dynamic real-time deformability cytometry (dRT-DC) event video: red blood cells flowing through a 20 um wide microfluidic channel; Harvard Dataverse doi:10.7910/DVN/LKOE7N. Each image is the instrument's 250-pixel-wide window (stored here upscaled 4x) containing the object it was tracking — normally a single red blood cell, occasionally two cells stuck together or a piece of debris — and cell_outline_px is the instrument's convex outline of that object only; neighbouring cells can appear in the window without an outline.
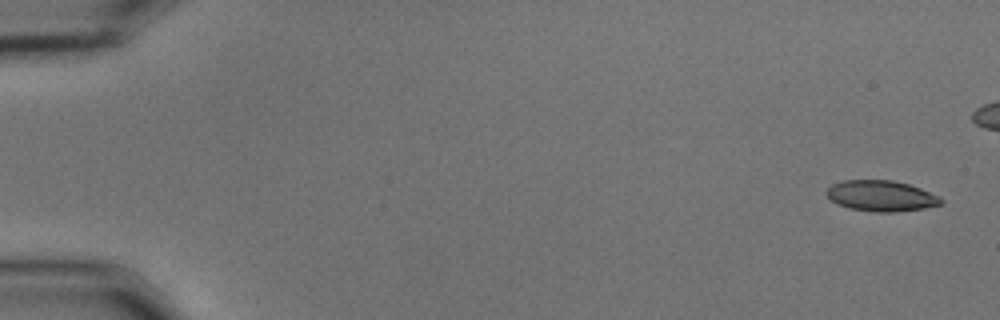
{"species": "common noctule bat (a hibernating species)", "species_latin": "Nyctalus noctula", "temperature_condition": "cold", "stored_images_in_passage": 49, "camera_frame_rate_fps": 3000, "um_per_image_px": 0.085, "animal": {"sex": "male", "body_mass_g": 15.6}, "frame": {"image": 1, "passage_image": 1, "time_ms": 0.0, "image_size_px": [1000, 320], "cell_outline_px": [[944, 200], [940, 204], [924, 208], [892, 212], [876, 212], [848, 208], [836, 204], [824, 192], [832, 184], [844, 180], [892, 180], [908, 184], [920, 188], [940, 196]], "centroid_in_image_um": [74.88, 16.65], "position_along_channel_um": 10.1, "area_um2": 20.52}}
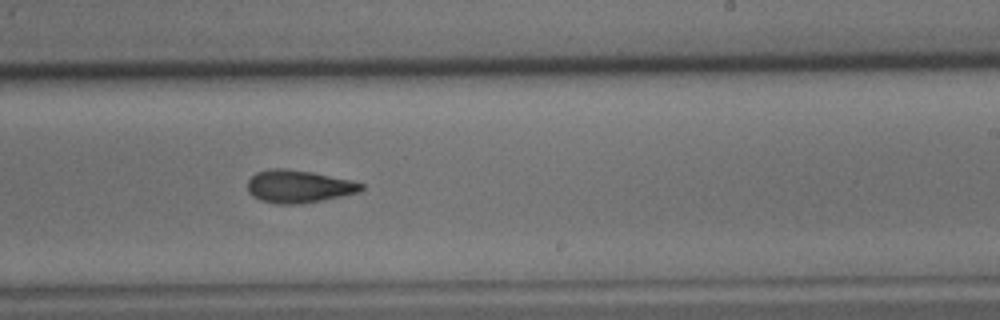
{"frame": {"image": 2, "passage_image": 34, "time_ms": 11.0, "image_size_px": [1000, 320], "cell_outline_px": [[364, 188], [360, 192], [300, 204], [276, 204], [260, 200], [252, 196], [248, 192], [248, 180], [256, 172], [268, 168], [284, 168], [312, 172], [348, 180], [364, 184]], "centroid_in_image_um": [25.34, 15.84], "position_along_channel_um": 263.7, "area_um2": 21.56}}
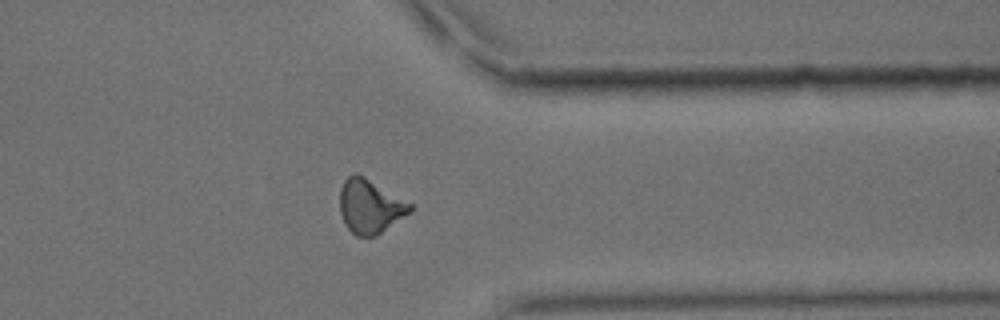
{"frame": {"image": 3, "passage_image": 44, "time_ms": 14.333, "image_size_px": [1000, 320], "cell_outline_px": [[412, 208], [408, 212], [376, 236], [356, 236], [344, 224], [340, 212], [340, 188], [344, 180], [348, 176], [356, 172], [364, 176], [412, 204]], "centroid_in_image_um": [31.4, 17.52], "position_along_channel_um": 380.0, "area_um2": 21.73}}